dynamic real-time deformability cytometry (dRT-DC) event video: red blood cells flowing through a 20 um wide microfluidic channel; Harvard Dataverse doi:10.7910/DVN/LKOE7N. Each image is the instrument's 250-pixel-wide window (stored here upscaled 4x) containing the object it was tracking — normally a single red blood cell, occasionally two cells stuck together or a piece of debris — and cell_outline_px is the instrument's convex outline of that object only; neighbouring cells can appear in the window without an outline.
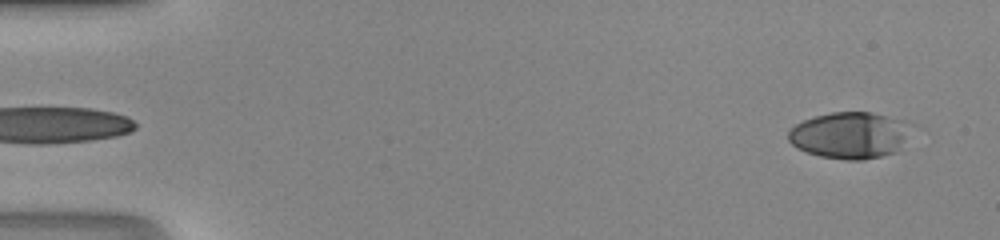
{"species": "human", "species_latin": "Homo sapiens", "temperature_condition": "room temperature", "stored_images_in_passage": 47, "camera_frame_rate_fps": 3000, "um_per_image_px": 0.085, "donor": {"sex": "male"}, "frame": {"image": 1, "passage_image": 2, "time_ms": 0.333, "image_size_px": [1000, 240], "cell_outline_px": [[912, 124], [892, 152], [880, 156], [864, 160], [848, 160], [820, 156], [796, 148], [788, 140], [788, 128], [804, 120], [816, 116], [832, 112], [872, 112], [904, 120]], "centroid_in_image_um": [72.14, 11.48], "position_along_channel_um": 12.9, "area_um2": 32.71}}
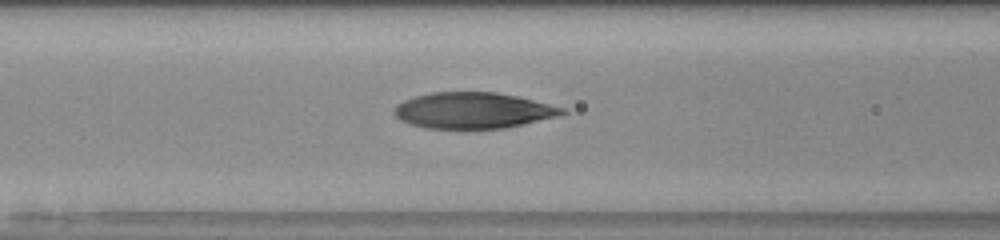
{"frame": {"image": 2, "passage_image": 20, "time_ms": 6.333, "image_size_px": [1000, 240], "cell_outline_px": [[568, 112], [556, 116], [524, 124], [504, 128], [424, 128], [400, 120], [392, 112], [396, 104], [404, 100], [416, 96], [432, 92], [496, 92], [516, 96], [564, 108]], "centroid_in_image_um": [40.17, 9.38], "position_along_channel_um": 126.4, "area_um2": 34.97}}
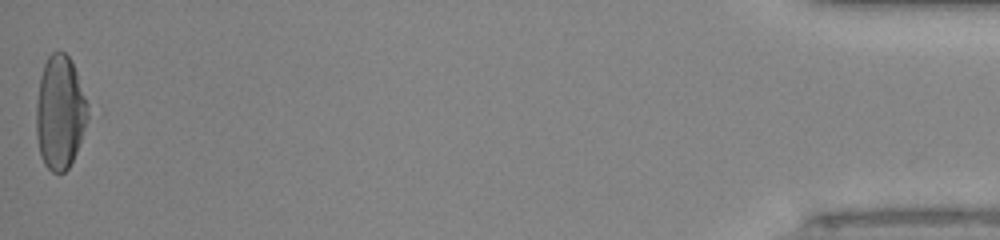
{"frame": {"image": 3, "passage_image": 47, "time_ms": 15.333, "image_size_px": [1000, 240], "cell_outline_px": [[88, 120], [76, 152], [68, 168], [64, 172], [52, 172], [44, 164], [40, 156], [36, 136], [36, 100], [40, 76], [44, 64], [48, 56], [52, 52], [64, 52], [68, 56], [76, 72], [88, 104]], "centroid_in_image_um": [5.08, 9.57], "position_along_channel_um": 430.1, "area_um2": 34.16}}